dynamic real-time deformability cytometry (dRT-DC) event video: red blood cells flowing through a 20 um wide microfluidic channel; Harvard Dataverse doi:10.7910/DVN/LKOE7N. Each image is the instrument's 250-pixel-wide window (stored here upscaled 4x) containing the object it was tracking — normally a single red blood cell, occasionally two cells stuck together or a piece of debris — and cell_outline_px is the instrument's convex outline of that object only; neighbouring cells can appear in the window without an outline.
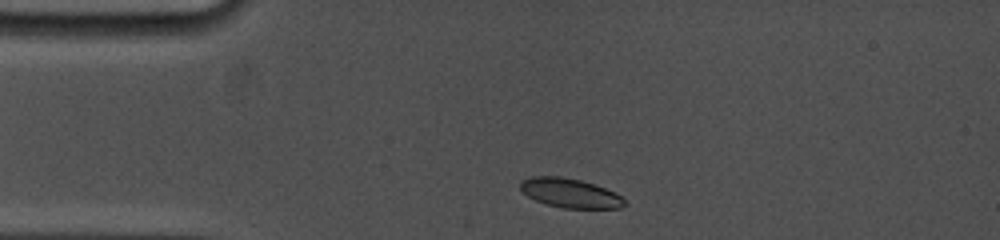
{"species": "common noctule bat (a hibernating species)", "species_latin": "Nyctalus noctula", "temperature_condition": "cold", "stored_images_in_passage": 24, "camera_frame_rate_fps": 5000, "um_per_image_px": 0.085, "animal": {"sex": "female", "body_mass_g": 19.0, "forearm_length_mm": 53.3}, "frame": {"image": 1, "passage_image": 2, "time_ms": 0.4, "image_size_px": [1000, 240], "cell_outline_px": [[628, 204], [620, 208], [564, 208], [548, 204], [536, 200], [528, 196], [520, 188], [520, 180], [532, 176], [560, 176], [580, 180], [616, 192]], "centroid_in_image_um": [48.46, 16.4], "position_along_channel_um": 36.5, "area_um2": 17.63}}
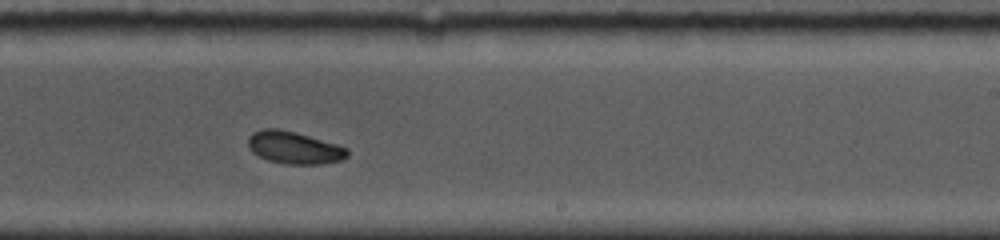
{"frame": {"image": 2, "passage_image": 15, "time_ms": 7.2, "image_size_px": [1000, 240], "cell_outline_px": [[348, 156], [344, 160], [320, 164], [284, 164], [268, 160], [252, 152], [248, 144], [248, 136], [252, 132], [264, 128], [276, 128], [296, 132], [336, 144], [348, 148]], "centroid_in_image_um": [25.01, 12.55], "position_along_channel_um": 264.0, "area_um2": 18.79}}
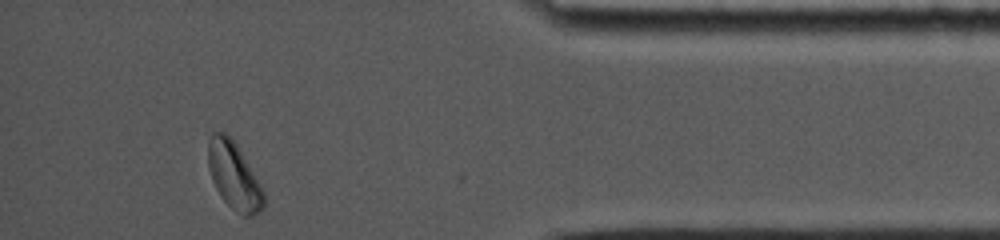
{"frame": {"image": 3, "passage_image": 24, "time_ms": 11.8, "image_size_px": [1000, 240], "cell_outline_px": [[264, 208], [260, 212], [252, 216], [244, 216], [232, 208], [220, 196], [212, 180], [208, 168], [208, 140], [212, 132], [228, 132], [236, 144], [260, 184], [264, 192]], "centroid_in_image_um": [19.87, 14.93], "position_along_channel_um": 415.3, "area_um2": 21.68}, "authors_computed_cell_mechanics": {"area_um2": 18.785, "velocity_mm_per_s": 3.7908, "shape_relaxation_time_tau1_ms": 4.7807, "shape_relaxation_time_tau2_ms": null, "deformation_change_tau1": 0.0977, "deformation_change_tau2": null}}